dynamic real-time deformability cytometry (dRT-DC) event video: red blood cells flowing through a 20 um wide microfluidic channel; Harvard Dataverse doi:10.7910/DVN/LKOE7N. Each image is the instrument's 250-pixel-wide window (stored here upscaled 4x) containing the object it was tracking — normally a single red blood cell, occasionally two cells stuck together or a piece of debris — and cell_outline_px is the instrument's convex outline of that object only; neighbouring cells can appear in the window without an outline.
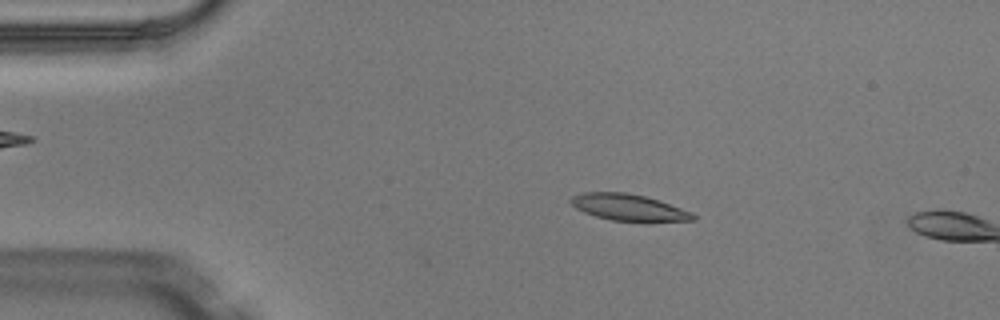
{"species": "Egyptian fruit bat (a non-hibernating species)", "species_latin": "Rousettus aegyptiacus", "temperature_condition": "warm", "stored_images_in_passage": 2, "camera_frame_rate_fps": 3000, "um_per_image_px": 0.085, "animal": {"sex": "male"}, "frame": {"image": 1, "passage_image": 1, "time_ms": 0.0, "image_size_px": [1000, 320], "cell_outline_px": [[696, 220], [648, 224], [612, 220], [596, 216], [584, 212], [576, 208], [568, 200], [572, 196], [584, 192], [624, 192], [644, 196], [692, 212], [696, 216]], "centroid_in_image_um": [53.49, 17.68], "position_along_channel_um": 31.5, "area_um2": 19.42}}